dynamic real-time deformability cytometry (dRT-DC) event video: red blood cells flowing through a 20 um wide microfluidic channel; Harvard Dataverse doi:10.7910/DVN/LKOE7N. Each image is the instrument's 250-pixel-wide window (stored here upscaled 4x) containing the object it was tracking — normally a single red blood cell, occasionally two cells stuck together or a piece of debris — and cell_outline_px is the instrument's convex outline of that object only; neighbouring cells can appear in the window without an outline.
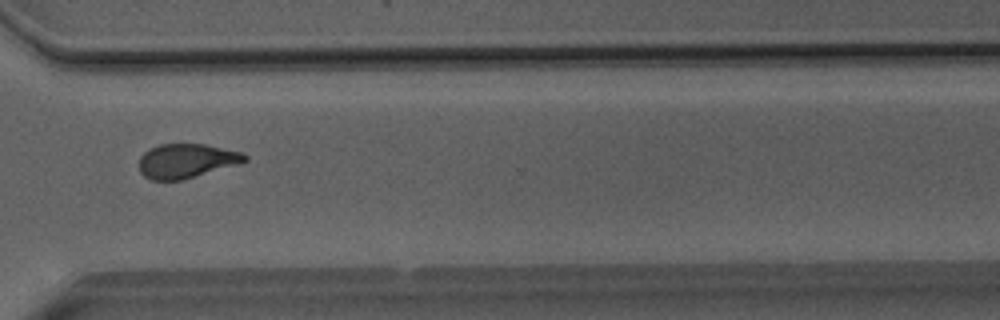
{"species": "Egyptian fruit bat (a non-hibernating species)", "species_latin": "Rousettus aegyptiacus", "temperature_condition": "room temperature", "stored_images_in_passage": 46, "camera_frame_rate_fps": 3000, "um_per_image_px": 0.085, "animal": {"sex": "male"}, "frame": {"image": 1, "passage_image": 33, "time_ms": 10.667, "image_size_px": [1000, 320], "cell_outline_px": [[248, 160], [240, 164], [184, 180], [152, 180], [144, 176], [140, 172], [140, 156], [144, 152], [160, 144], [204, 144], [244, 152], [248, 156]], "centroid_in_image_um": [15.9, 13.68], "position_along_channel_um": 354.7, "area_um2": 21.33}}
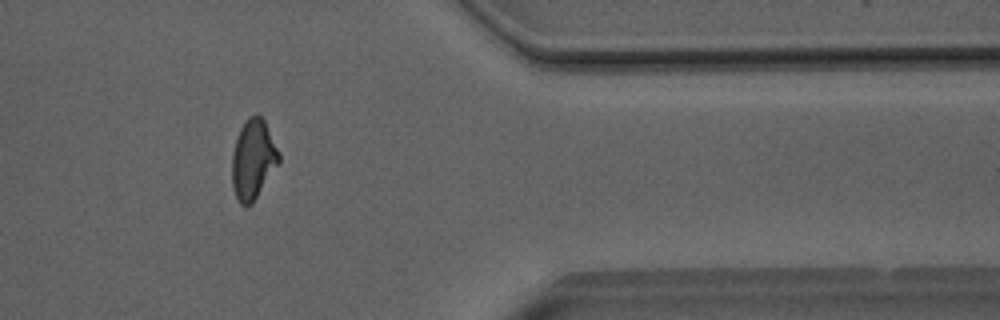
{"frame": {"image": 2, "passage_image": 37, "time_ms": 12.0, "image_size_px": [1000, 320], "cell_outline_px": [[280, 160], [252, 204], [240, 204], [232, 188], [232, 152], [236, 136], [244, 120], [248, 116], [260, 116], [264, 120], [280, 152]], "centroid_in_image_um": [21.5, 13.52], "position_along_channel_um": 389.9, "area_um2": 21.68}}
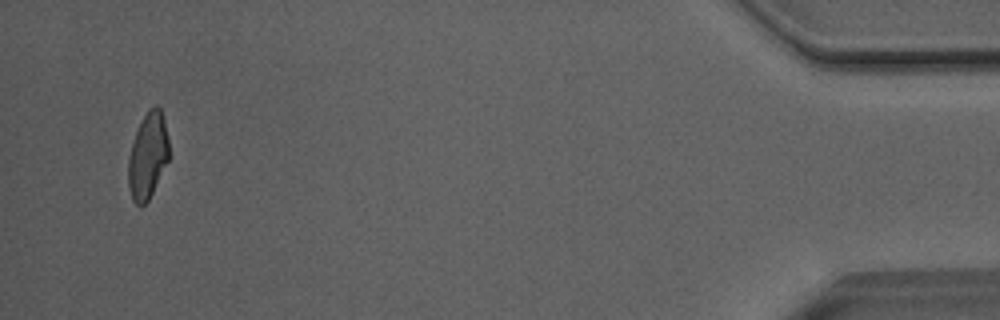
{"frame": {"image": 3, "passage_image": 44, "time_ms": 14.333, "image_size_px": [1000, 320], "cell_outline_px": [[168, 160], [148, 200], [140, 208], [132, 200], [128, 188], [128, 156], [136, 132], [148, 108], [156, 104], [160, 108], [164, 120], [168, 140]], "centroid_in_image_um": [12.54, 13.25], "position_along_channel_um": 422.7, "area_um2": 20.23}, "authors_computed_cell_mechanics": {"area_um2": 21.7328, "velocity_mm_per_s": 4.0651, "shape_relaxation_time_tau1_ms": 5.3751, "shape_relaxation_time_tau2_ms": 2.1379, "deformation_change_tau1": 0.1677, "deformation_change_tau2": 0.0915}}